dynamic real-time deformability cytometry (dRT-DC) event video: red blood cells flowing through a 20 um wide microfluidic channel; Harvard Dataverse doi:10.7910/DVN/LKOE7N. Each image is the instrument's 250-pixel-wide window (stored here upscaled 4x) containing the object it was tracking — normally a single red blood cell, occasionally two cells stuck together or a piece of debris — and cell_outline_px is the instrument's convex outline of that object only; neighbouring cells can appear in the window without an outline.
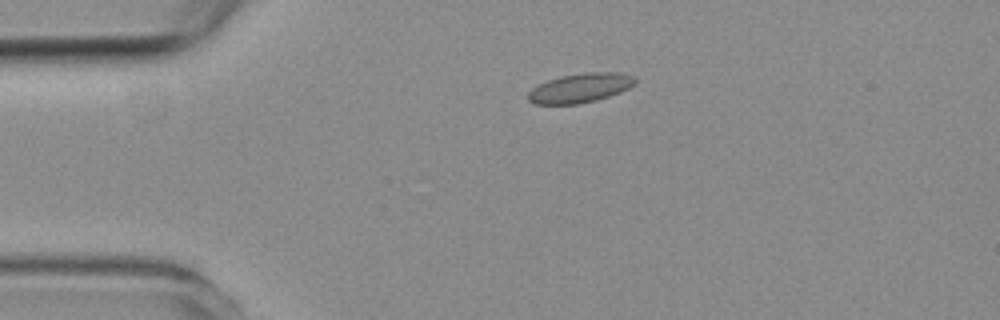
{"species": "common noctule bat (a hibernating species)", "species_latin": "Nyctalus noctula", "temperature_condition": "room temperature", "stored_images_in_passage": 4, "camera_frame_rate_fps": 3000, "um_per_image_px": 0.085, "animal": {"sex": "female", "body_mass_g": 19.3, "forearm_length_mm": 54.1}, "frame": {"image": 1, "passage_image": 3, "time_ms": 2.333, "image_size_px": [1000, 320], "cell_outline_px": [[636, 84], [620, 92], [596, 100], [576, 104], [536, 104], [528, 100], [528, 92], [532, 88], [548, 80], [564, 76], [588, 72], [620, 72], [632, 76], [636, 80]], "centroid_in_image_um": [49.33, 7.48], "position_along_channel_um": 35.7, "area_um2": 18.03}}